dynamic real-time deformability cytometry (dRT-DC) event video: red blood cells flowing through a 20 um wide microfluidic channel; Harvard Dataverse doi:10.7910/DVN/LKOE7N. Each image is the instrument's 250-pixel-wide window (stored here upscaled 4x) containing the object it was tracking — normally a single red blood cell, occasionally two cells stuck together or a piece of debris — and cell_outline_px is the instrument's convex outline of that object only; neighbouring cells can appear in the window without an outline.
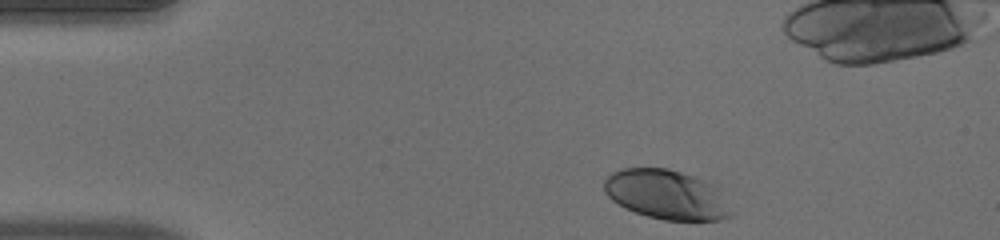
{"species": "human", "species_latin": "Homo sapiens", "temperature_condition": "warm", "stored_images_in_passage": 37, "camera_frame_rate_fps": 3000, "um_per_image_px": 0.085, "donor": {"sex": "male"}, "frame": {"image": 1, "passage_image": 1, "time_ms": 0.0, "image_size_px": [1000, 240], "cell_outline_px": [[732, 216], [720, 220], [664, 220], [648, 216], [624, 208], [612, 200], [604, 192], [604, 180], [612, 172], [620, 168], [668, 168], [704, 180], [712, 184], [716, 188], [732, 212]], "centroid_in_image_um": [56.6, 16.54], "position_along_channel_um": 28.4, "area_um2": 36.36}}
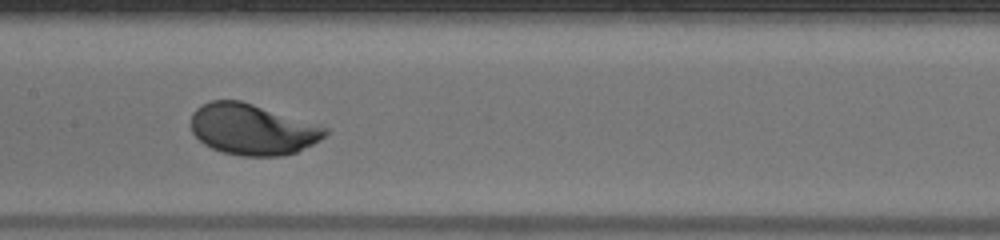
{"frame": {"image": 2, "passage_image": 18, "time_ms": 5.667, "image_size_px": [1000, 240], "cell_outline_px": [[328, 132], [320, 140], [296, 152], [280, 156], [240, 156], [224, 152], [212, 148], [204, 144], [192, 132], [192, 112], [200, 104], [212, 100], [240, 100], [320, 124], [328, 128]], "centroid_in_image_um": [21.46, 10.99], "position_along_channel_um": 185.9, "area_um2": 39.94}}
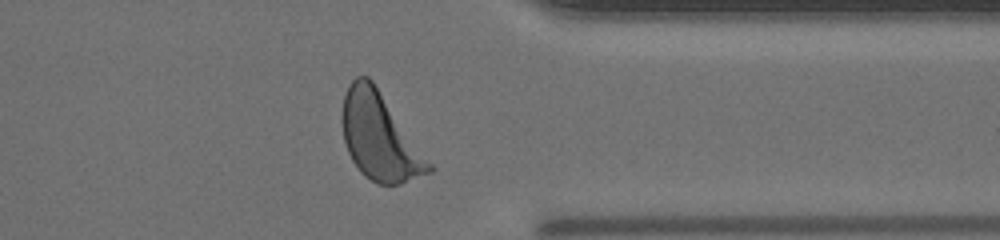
{"frame": {"image": 3, "passage_image": 33, "time_ms": 10.667, "image_size_px": [1000, 240], "cell_outline_px": [[436, 168], [432, 172], [400, 184], [376, 184], [360, 172], [352, 160], [348, 152], [344, 140], [340, 120], [340, 116], [344, 96], [348, 84], [356, 76], [368, 76], [372, 80]], "centroid_in_image_um": [32.26, 11.63], "position_along_channel_um": 379.1, "area_um2": 44.16}, "authors_computed_cell_mechanics": {"area_um2": 39.7086, "velocity_mm_per_s": 3.9965, "shape_relaxation_time_tau1_ms": 1.9832, "shape_relaxation_time_tau2_ms": null, "deformation_change_tau1": 0.158, "deformation_change_tau2": null}}